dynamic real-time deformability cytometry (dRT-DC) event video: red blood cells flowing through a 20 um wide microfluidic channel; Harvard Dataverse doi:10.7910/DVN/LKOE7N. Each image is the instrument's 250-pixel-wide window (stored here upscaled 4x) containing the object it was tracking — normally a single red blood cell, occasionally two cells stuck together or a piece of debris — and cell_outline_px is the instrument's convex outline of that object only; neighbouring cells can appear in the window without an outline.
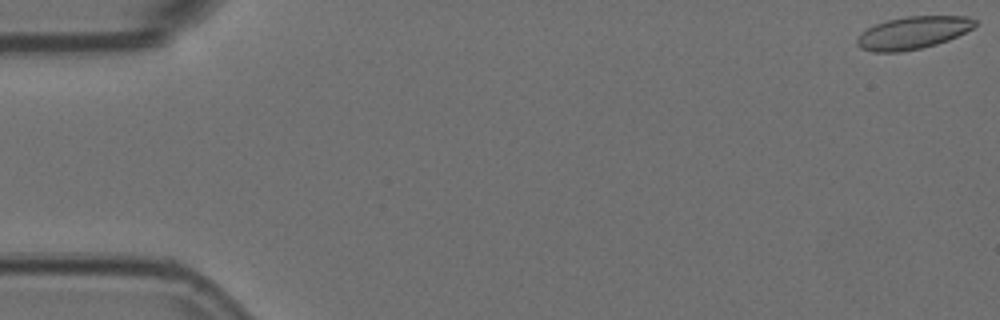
{"species": "Egyptian fruit bat (a non-hibernating species)", "species_latin": "Rousettus aegyptiacus", "temperature_condition": "room temperature", "stored_images_in_passage": 5, "segment_of_instrument_passage": [2, 2], "camera_frame_rate_fps": 3000, "um_per_image_px": 0.085, "animal": {"sex": "female"}, "frame": {"image": 1, "passage_image": 5, "time_ms": 1.333, "image_size_px": [1000, 320], "cell_outline_px": [[976, 24], [972, 28], [948, 40], [936, 44], [920, 48], [900, 52], [872, 52], [860, 48], [856, 44], [856, 40], [860, 32], [876, 24], [888, 20], [908, 16], [964, 16], [976, 20]], "centroid_in_image_um": [77.55, 2.79], "position_along_channel_um": 7.5, "area_um2": 22.2}}